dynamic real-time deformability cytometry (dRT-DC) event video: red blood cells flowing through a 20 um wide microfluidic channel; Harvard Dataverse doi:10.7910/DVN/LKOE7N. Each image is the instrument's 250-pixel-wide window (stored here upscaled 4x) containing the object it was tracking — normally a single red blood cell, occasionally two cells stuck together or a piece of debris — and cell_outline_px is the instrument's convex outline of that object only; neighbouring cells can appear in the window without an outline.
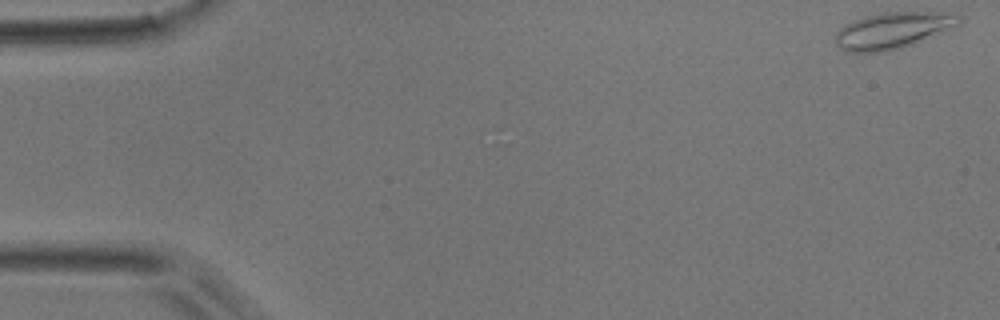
{"species": "common noctule bat (a hibernating species)", "species_latin": "Nyctalus noctula", "temperature_condition": "room temperature", "stored_images_in_passage": 52, "camera_frame_rate_fps": 3000, "um_per_image_px": 0.085, "animal": {"sex": "male", "body_mass_g": 17.9}, "frame": {"image": 1, "passage_image": 1, "time_ms": 0.0, "image_size_px": [1000, 320], "cell_outline_px": [[960, 24], [900, 48], [884, 52], [844, 52], [836, 44], [836, 32], [840, 28], [852, 20], [864, 16], [884, 12], [956, 12], [960, 16]], "centroid_in_image_um": [75.85, 2.57], "position_along_channel_um": 9.2, "area_um2": 26.01}}
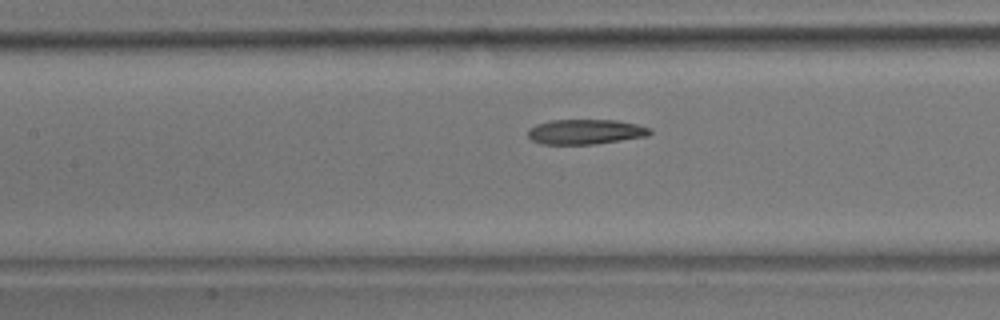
{"frame": {"image": 2, "passage_image": 23, "time_ms": 7.333, "image_size_px": [1000, 320], "cell_outline_px": [[652, 132], [648, 136], [592, 144], [540, 144], [532, 140], [528, 136], [528, 128], [536, 124], [552, 120], [616, 120], [636, 124], [652, 128]], "centroid_in_image_um": [49.76, 11.2], "position_along_channel_um": 157.6, "area_um2": 17.74}}
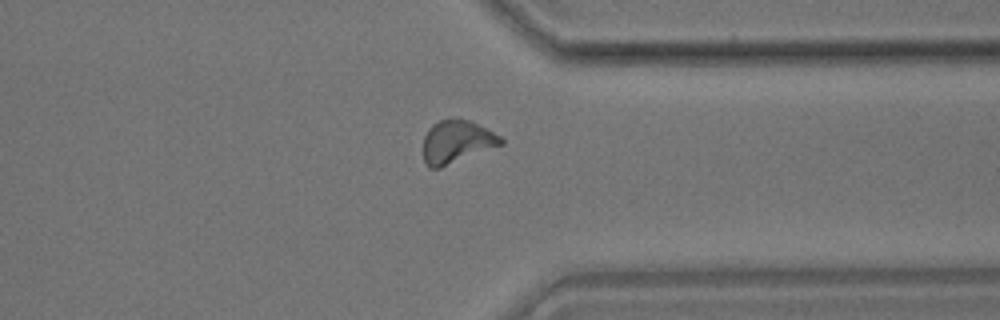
{"frame": {"image": 3, "passage_image": 40, "time_ms": 13.0, "image_size_px": [1000, 320], "cell_outline_px": [[504, 144], [440, 168], [428, 168], [424, 160], [424, 136], [428, 128], [432, 124], [440, 120], [452, 116], [468, 120], [500, 136], [504, 140]], "centroid_in_image_um": [38.8, 12.04], "position_along_channel_um": 372.6, "area_um2": 19.48}, "authors_computed_cell_mechanics": {"area_um2": 18.6405, "velocity_mm_per_s": 3.8442, "shape_relaxation_time_tau1_ms": 5.2802, "shape_relaxation_time_tau2_ms": 4.4411, "deformation_change_tau1": 0.1543, "deformation_change_tau2": 0.1038}}